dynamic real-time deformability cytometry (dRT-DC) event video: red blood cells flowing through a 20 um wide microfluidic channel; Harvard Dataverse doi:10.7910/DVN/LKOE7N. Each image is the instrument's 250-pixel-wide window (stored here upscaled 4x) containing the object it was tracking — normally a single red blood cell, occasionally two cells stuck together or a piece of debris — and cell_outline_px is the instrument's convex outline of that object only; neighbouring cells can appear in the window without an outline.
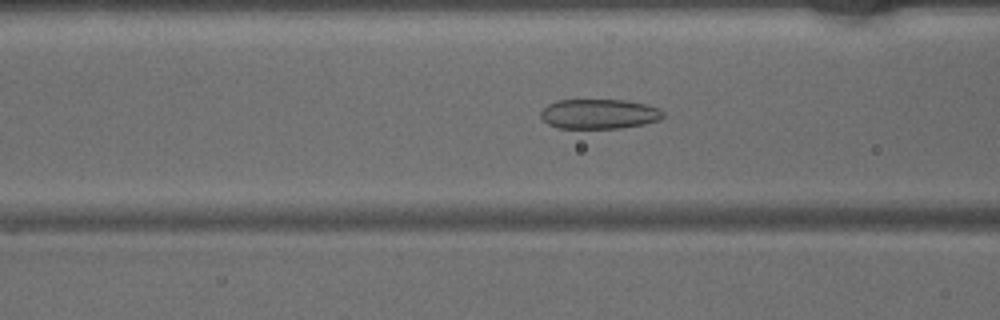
{"species": "common noctule bat (a hibernating species)", "species_latin": "Nyctalus noctula", "temperature_condition": "warm", "stored_images_in_passage": 48, "camera_frame_rate_fps": 3000, "um_per_image_px": 0.085, "animal": {"sex": "male", "body_mass_g": 15.6}, "frame": {"image": 1, "passage_image": 18, "time_ms": 5.667, "image_size_px": [1000, 320], "cell_outline_px": [[664, 116], [660, 120], [644, 124], [620, 128], [556, 128], [548, 124], [540, 116], [540, 112], [548, 104], [556, 100], [624, 100], [644, 104], [660, 108], [664, 112]], "centroid_in_image_um": [50.93, 9.69], "position_along_channel_um": 115.7, "area_um2": 21.33}}
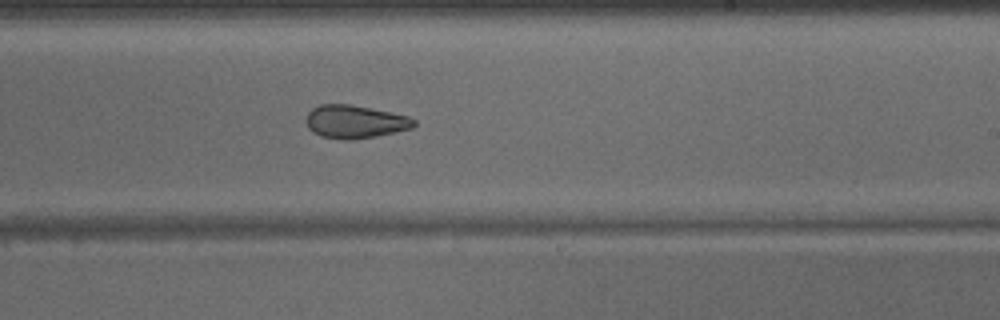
{"frame": {"image": 2, "passage_image": 28, "time_ms": 9.0, "image_size_px": [1000, 320], "cell_outline_px": [[416, 124], [412, 128], [376, 136], [348, 140], [344, 140], [320, 136], [312, 132], [308, 128], [304, 120], [308, 112], [312, 108], [320, 104], [348, 104], [408, 116], [416, 120]], "centroid_in_image_um": [30.12, 10.35], "position_along_channel_um": 258.9, "area_um2": 20.75}}
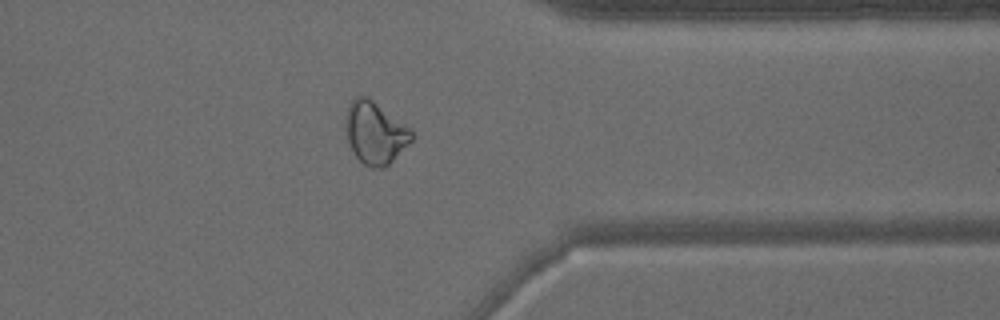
{"frame": {"image": 3, "passage_image": 37, "time_ms": 12.0, "image_size_px": [1000, 320], "cell_outline_px": [[412, 140], [384, 168], [372, 168], [364, 164], [352, 152], [344, 128], [344, 120], [348, 104], [356, 96], [368, 96], [408, 128], [412, 132]], "centroid_in_image_um": [31.81, 11.28], "position_along_channel_um": 379.6, "area_um2": 23.64}}